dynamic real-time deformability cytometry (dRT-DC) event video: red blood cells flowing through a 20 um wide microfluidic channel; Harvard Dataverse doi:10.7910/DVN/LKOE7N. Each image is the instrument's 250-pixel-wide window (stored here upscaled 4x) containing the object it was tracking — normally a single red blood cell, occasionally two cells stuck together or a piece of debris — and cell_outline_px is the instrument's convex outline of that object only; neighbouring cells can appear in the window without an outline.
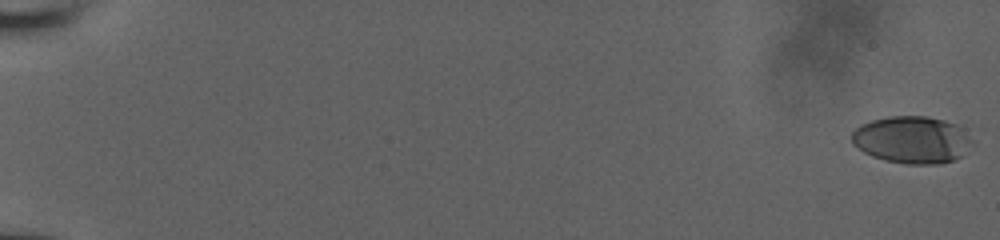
{"species": "human", "species_latin": "Homo sapiens", "temperature_condition": "room temperature", "stored_images_in_passage": 51, "camera_frame_rate_fps": 3000, "um_per_image_px": 0.085, "donor": {"sex": "male"}, "frame": {"image": 1, "passage_image": 1, "time_ms": 0.0, "image_size_px": [1000, 240], "cell_outline_px": [[976, 144], [960, 156], [952, 160], [940, 164], [908, 164], [884, 160], [872, 156], [864, 152], [852, 144], [852, 132], [860, 124], [872, 120], [888, 116], [928, 116], [972, 124], [976, 140]], "centroid_in_image_um": [77.72, 11.83], "position_along_channel_um": 7.3, "area_um2": 34.85}}
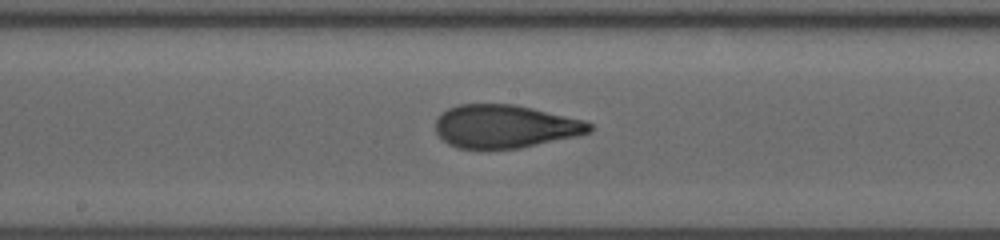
{"frame": {"image": 2, "passage_image": 27, "time_ms": 11.0, "image_size_px": [1000, 240], "cell_outline_px": [[592, 132], [580, 136], [520, 148], [460, 148], [448, 144], [436, 132], [436, 116], [440, 112], [448, 108], [460, 104], [512, 104], [532, 108], [584, 120], [592, 124]], "centroid_in_image_um": [42.94, 10.74], "position_along_channel_um": 205.3, "area_um2": 38.84}}
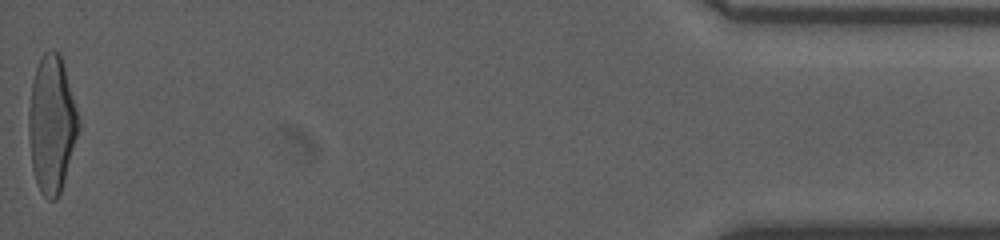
{"frame": {"image": 3, "passage_image": 51, "time_ms": 19.0, "image_size_px": [1000, 240], "cell_outline_px": [[80, 128], [60, 192], [56, 200], [48, 200], [40, 192], [32, 168], [28, 136], [28, 108], [32, 84], [36, 68], [40, 56], [48, 48], [52, 48], [60, 52], [80, 120]], "centroid_in_image_um": [4.39, 10.52], "position_along_channel_um": 430.8, "area_um2": 40.0}, "authors_computed_cell_mechanics": {"area_um2": 38.5526, "velocity_mm_per_s": 3.8865, "shape_relaxation_time_tau1_ms": 5.9642, "shape_relaxation_time_tau2_ms": 1.041, "deformation_change_tau1": 0.2405, "deformation_change_tau2": 0.0859}}